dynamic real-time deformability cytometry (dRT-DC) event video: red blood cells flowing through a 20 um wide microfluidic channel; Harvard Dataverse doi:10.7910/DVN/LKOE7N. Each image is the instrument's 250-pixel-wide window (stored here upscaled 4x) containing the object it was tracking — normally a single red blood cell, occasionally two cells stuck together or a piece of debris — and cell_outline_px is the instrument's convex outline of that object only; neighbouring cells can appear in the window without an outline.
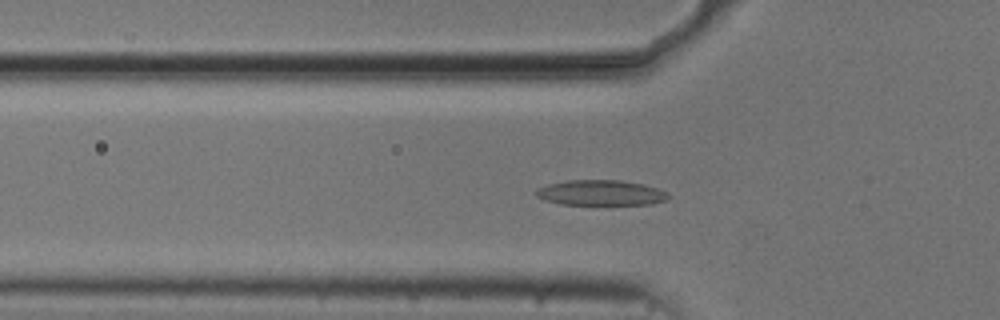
{"species": "common noctule bat (a hibernating species)", "species_latin": "Nyctalus noctula", "temperature_condition": "cold", "stored_images_in_passage": 54, "camera_frame_rate_fps": 3000, "um_per_image_px": 0.085, "animal": {"sex": "male", "body_mass_g": 20.5, "forearm_length_mm": 52.5}, "frame": {"image": 1, "passage_image": 18, "time_ms": 5.667, "image_size_px": [1000, 320], "cell_outline_px": [[672, 196], [668, 200], [652, 204], [560, 204], [544, 200], [536, 196], [532, 192], [536, 188], [548, 184], [568, 180], [620, 180], [644, 184], [668, 192]], "centroid_in_image_um": [51.06, 16.38], "position_along_channel_um": 74.7, "area_um2": 19.77}}
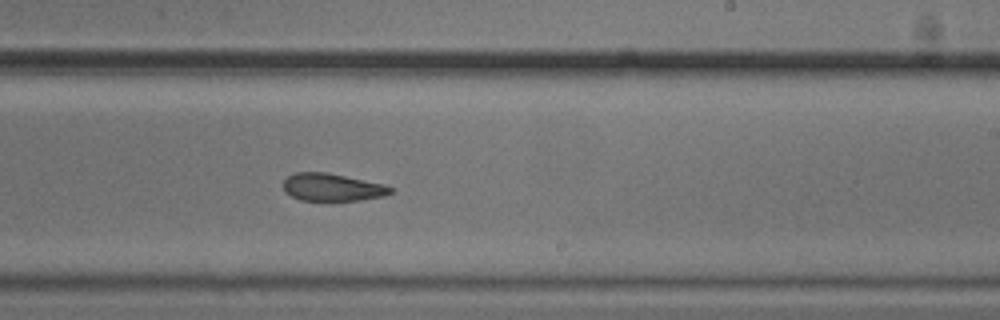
{"frame": {"image": 2, "passage_image": 33, "time_ms": 10.667, "image_size_px": [1000, 320], "cell_outline_px": [[392, 192], [384, 196], [360, 200], [300, 200], [284, 192], [284, 180], [288, 176], [296, 172], [328, 172], [384, 184], [392, 188]], "centroid_in_image_um": [28.23, 15.91], "position_along_channel_um": 260.8, "area_um2": 17.17}}
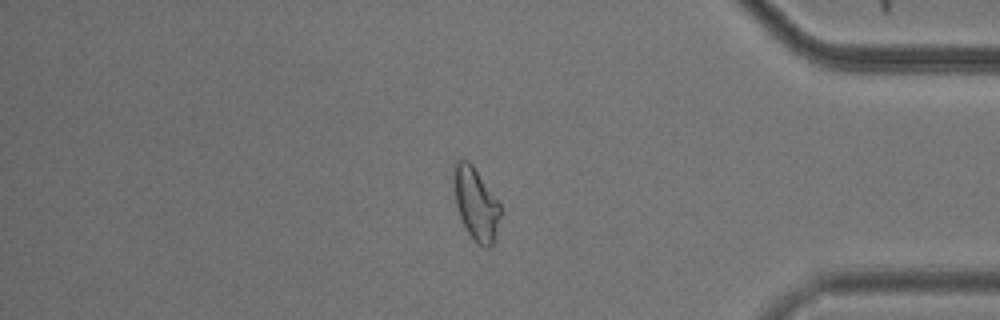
{"frame": {"image": 3, "passage_image": 46, "time_ms": 15.0, "image_size_px": [1000, 320], "cell_outline_px": [[500, 216], [496, 232], [492, 244], [488, 248], [484, 248], [476, 244], [468, 232], [460, 216], [456, 204], [452, 180], [452, 168], [456, 160], [468, 160], [472, 164], [500, 204]], "centroid_in_image_um": [40.41, 17.3], "position_along_channel_um": 394.8, "area_um2": 19.65}, "authors_computed_cell_mechanics": {"area_um2": 19.5653, "velocity_mm_per_s": 3.704, "shape_relaxation_time_tau1_ms": 4.2112, "shape_relaxation_time_tau2_ms": 4.8029, "deformation_change_tau1": 0.1377, "deformation_change_tau2": 0.0939}}